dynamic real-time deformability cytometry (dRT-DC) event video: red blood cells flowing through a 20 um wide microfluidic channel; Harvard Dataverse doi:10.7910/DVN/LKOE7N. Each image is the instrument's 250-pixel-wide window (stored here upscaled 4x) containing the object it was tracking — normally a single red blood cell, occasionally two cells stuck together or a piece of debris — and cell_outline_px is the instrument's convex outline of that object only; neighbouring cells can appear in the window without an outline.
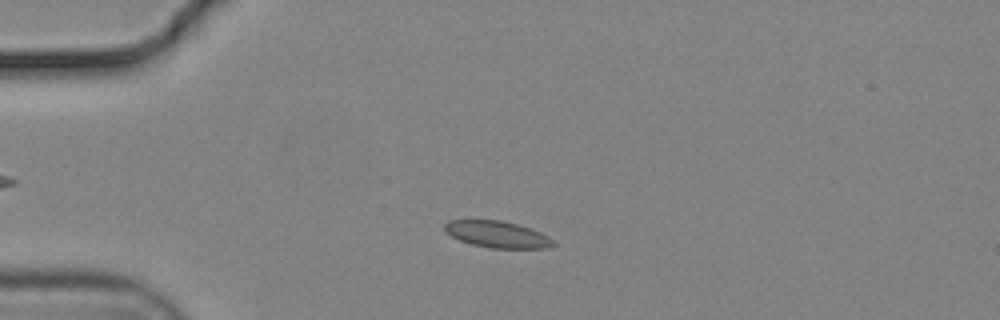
{"species": "common noctule bat (a hibernating species)", "species_latin": "Nyctalus noctula", "temperature_condition": "cold", "stored_images_in_passage": 55, "camera_frame_rate_fps": 3000, "um_per_image_px": 0.085, "animal": {"sex": "male", "body_mass_g": 19.2, "forearm_length_mm": 51.8}, "frame": {"image": 1, "passage_image": 12, "time_ms": 3.667, "image_size_px": [1000, 320], "cell_outline_px": [[556, 244], [548, 248], [492, 248], [472, 244], [460, 240], [444, 232], [444, 224], [448, 220], [500, 220], [516, 224], [540, 232], [548, 236]], "centroid_in_image_um": [42.24, 19.92], "position_along_channel_um": 42.8, "area_um2": 16.7}}
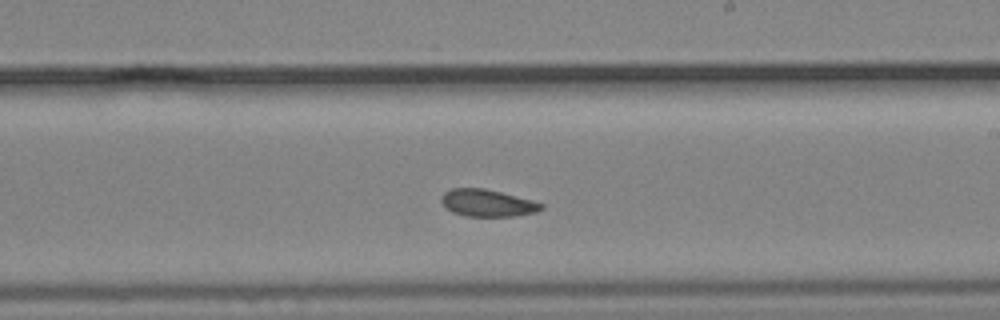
{"frame": {"image": 2, "passage_image": 31, "time_ms": 10.0, "image_size_px": [1000, 320], "cell_outline_px": [[544, 208], [536, 212], [512, 216], [468, 216], [452, 212], [440, 200], [440, 196], [444, 192], [452, 188], [484, 188], [532, 200], [544, 204]], "centroid_in_image_um": [41.43, 17.25], "position_along_channel_um": 247.6, "area_um2": 15.66}}
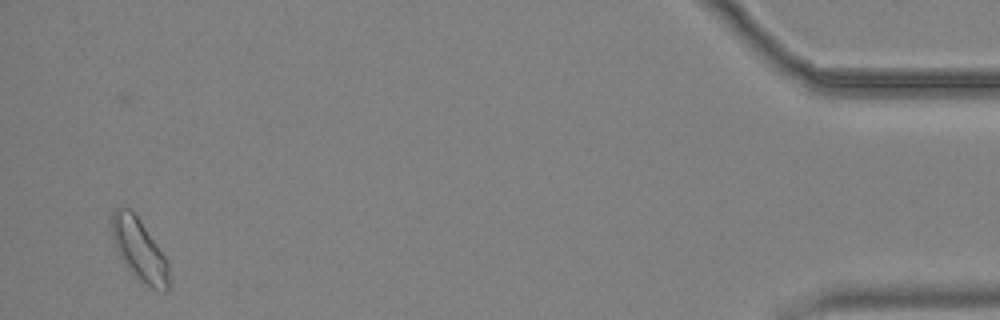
{"frame": {"image": 3, "passage_image": 52, "time_ms": 17.0, "image_size_px": [1000, 320], "cell_outline_px": [[168, 292], [164, 292], [152, 288], [144, 284], [124, 264], [116, 248], [112, 236], [112, 216], [116, 208], [128, 208], [136, 216], [168, 260]], "centroid_in_image_um": [11.85, 21.27], "position_along_channel_um": 423.3, "area_um2": 20.06}, "authors_computed_cell_mechanics": {"area_um2": 16.7042, "velocity_mm_per_s": 3.6758, "shape_relaxation_time_tau1_ms": 10.2901, "shape_relaxation_time_tau2_ms": 4.149, "deformation_change_tau1": 0.1128, "deformation_change_tau2": 0.0705}}